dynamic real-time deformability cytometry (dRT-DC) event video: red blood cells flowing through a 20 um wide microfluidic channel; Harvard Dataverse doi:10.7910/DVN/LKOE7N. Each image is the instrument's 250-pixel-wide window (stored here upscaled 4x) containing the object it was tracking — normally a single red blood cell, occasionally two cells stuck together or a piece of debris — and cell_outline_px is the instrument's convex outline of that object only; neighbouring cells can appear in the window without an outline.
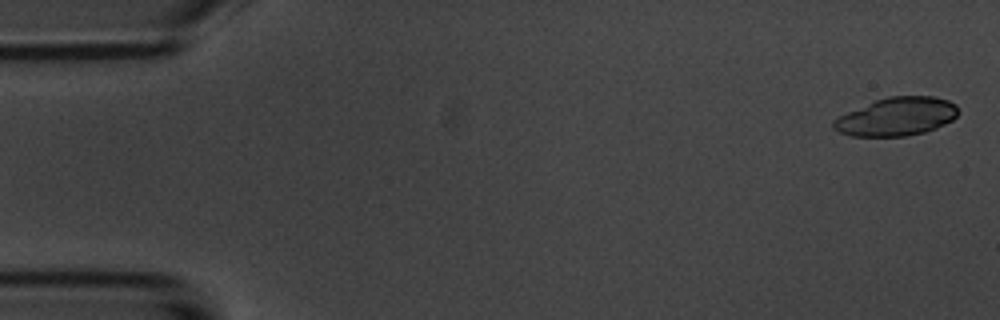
{"species": "common noctule bat (a hibernating species)", "species_latin": "Nyctalus noctula", "temperature_condition": "room temperature", "stored_images_in_passage": 5, "camera_frame_rate_fps": 3000, "um_per_image_px": 0.085, "animal": {"sex": "male", "body_mass_g": 20.1, "forearm_length_mm": 53.5}, "frame": {"image": 1, "passage_image": 1, "time_ms": 0.0, "image_size_px": [1000, 320], "cell_outline_px": [[960, 112], [952, 120], [936, 128], [924, 132], [908, 136], [852, 136], [840, 132], [832, 128], [832, 120], [848, 112], [876, 100], [888, 96], [936, 96], [948, 100], [956, 104]], "centroid_in_image_um": [76.24, 9.91], "position_along_channel_um": 8.8, "area_um2": 27.8}}